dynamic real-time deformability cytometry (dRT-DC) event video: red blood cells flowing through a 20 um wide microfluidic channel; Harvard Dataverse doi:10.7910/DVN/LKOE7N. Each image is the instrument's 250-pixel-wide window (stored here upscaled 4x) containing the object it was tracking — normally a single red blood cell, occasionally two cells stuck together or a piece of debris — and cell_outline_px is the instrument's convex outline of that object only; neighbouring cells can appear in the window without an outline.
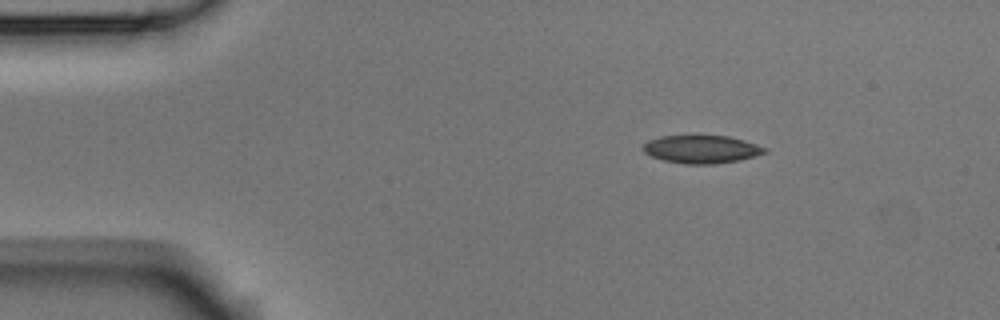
{"species": "Egyptian fruit bat (a non-hibernating species)", "species_latin": "Rousettus aegyptiacus", "temperature_condition": "room temperature", "stored_images_in_passage": 3, "camera_frame_rate_fps": 3000, "um_per_image_px": 0.085, "animal": {"sex": "male"}, "frame": {"image": 1, "passage_image": 2, "time_ms": 0.333, "image_size_px": [1000, 320], "cell_outline_px": [[768, 152], [740, 160], [712, 164], [688, 164], [664, 160], [652, 156], [644, 152], [644, 144], [648, 140], [660, 136], [688, 132], [696, 132], [728, 136], [744, 140], [768, 148]], "centroid_in_image_um": [59.62, 12.62], "position_along_channel_um": 25.4, "area_um2": 20.75}}